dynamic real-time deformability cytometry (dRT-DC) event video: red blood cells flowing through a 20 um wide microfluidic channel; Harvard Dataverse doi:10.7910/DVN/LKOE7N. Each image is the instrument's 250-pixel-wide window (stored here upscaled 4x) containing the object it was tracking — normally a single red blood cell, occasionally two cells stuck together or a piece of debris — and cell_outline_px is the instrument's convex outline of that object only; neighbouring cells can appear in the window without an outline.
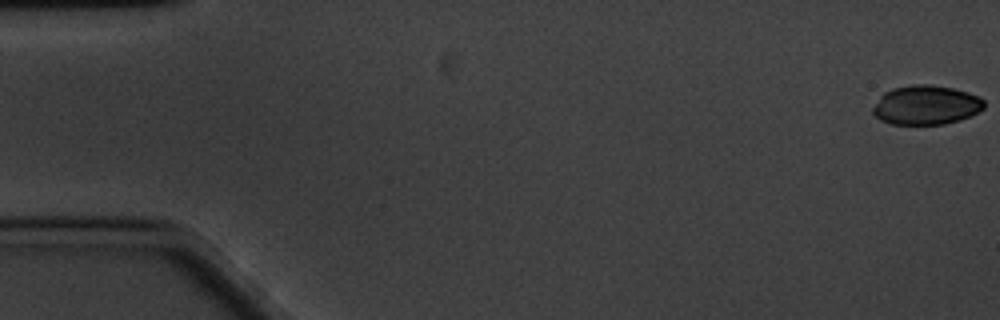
{"species": "common noctule bat (a hibernating species)", "species_latin": "Nyctalus noctula", "temperature_condition": "cold", "stored_images_in_passage": 9, "camera_frame_rate_fps": 3000, "um_per_image_px": 0.085, "animal": {"sex": "male", "body_mass_g": 20.1, "forearm_length_mm": 53.5}, "frame": {"image": 1, "passage_image": 1, "time_ms": 0.0, "image_size_px": [1000, 320], "cell_outline_px": [[984, 108], [972, 116], [944, 124], [892, 124], [880, 120], [872, 112], [872, 108], [880, 96], [884, 92], [892, 88], [912, 84], [928, 84], [952, 88], [968, 92], [980, 96], [984, 100]], "centroid_in_image_um": [78.72, 8.92], "position_along_channel_um": 6.3, "area_um2": 25.61}}